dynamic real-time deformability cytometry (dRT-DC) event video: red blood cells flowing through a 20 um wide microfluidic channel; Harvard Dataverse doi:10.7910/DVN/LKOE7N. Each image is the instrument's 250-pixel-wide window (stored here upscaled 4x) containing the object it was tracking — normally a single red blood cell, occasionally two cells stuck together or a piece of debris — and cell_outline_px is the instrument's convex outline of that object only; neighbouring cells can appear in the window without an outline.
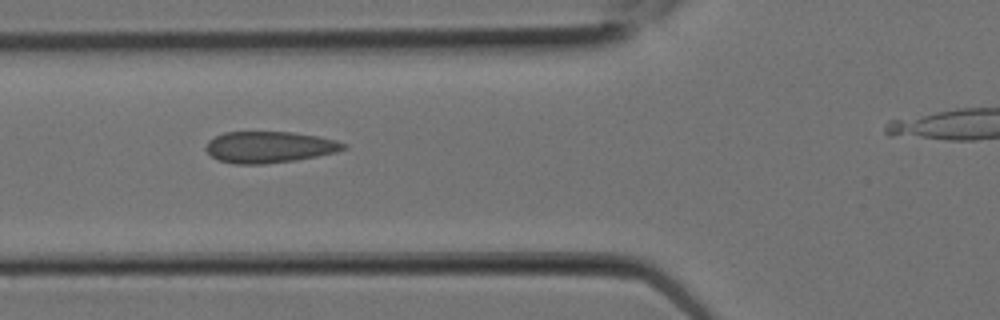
{"species": "Egyptian fruit bat (a non-hibernating species)", "species_latin": "Rousettus aegyptiacus", "temperature_condition": "room temperature", "stored_images_in_passage": 5, "camera_frame_rate_fps": 3000, "um_per_image_px": 0.085, "animal": {"sex": "female"}, "frame": {"image": 1, "passage_image": 3, "time_ms": 0.667, "image_size_px": [1000, 320], "cell_outline_px": [[348, 148], [336, 152], [296, 160], [264, 164], [236, 164], [220, 160], [212, 156], [204, 148], [208, 140], [224, 132], [292, 132], [320, 136], [336, 140], [348, 144]], "centroid_in_image_um": [22.92, 12.49], "position_along_channel_um": 102.9, "area_um2": 25.26}}
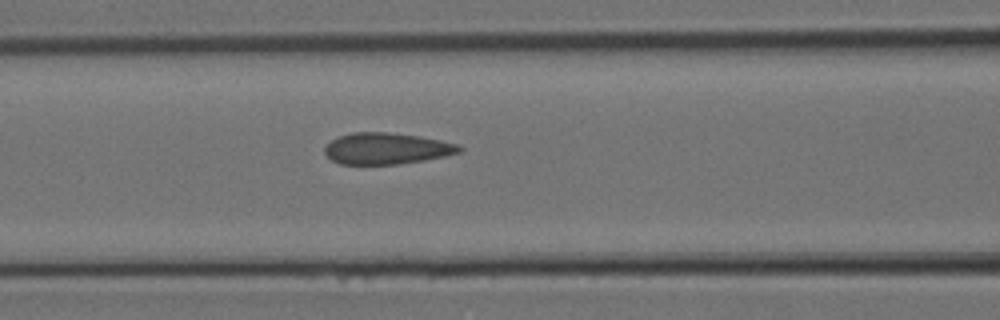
{"frame": {"image": 2, "passage_image": 4, "time_ms": 1.0, "image_size_px": [1000, 320], "cell_outline_px": [[464, 148], [460, 152], [444, 156], [424, 160], [396, 164], [340, 164], [332, 160], [324, 152], [324, 148], [332, 140], [340, 136], [352, 132], [388, 132], [420, 136], [440, 140], [456, 144]], "centroid_in_image_um": [32.86, 12.62], "position_along_channel_um": 133.7, "area_um2": 24.45}}